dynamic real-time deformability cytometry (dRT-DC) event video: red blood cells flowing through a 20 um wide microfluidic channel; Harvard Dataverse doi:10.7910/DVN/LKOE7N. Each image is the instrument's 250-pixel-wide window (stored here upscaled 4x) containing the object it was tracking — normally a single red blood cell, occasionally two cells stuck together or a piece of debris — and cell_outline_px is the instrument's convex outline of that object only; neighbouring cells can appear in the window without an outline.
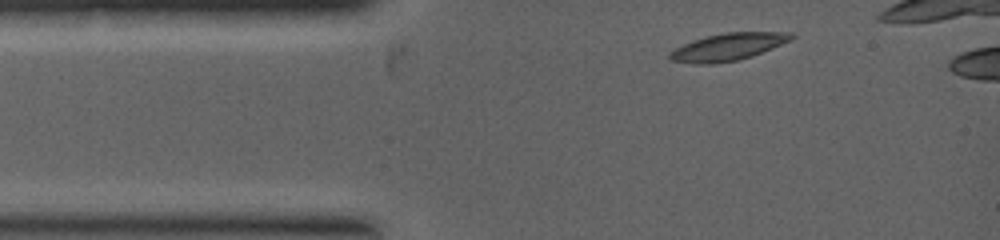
{"species": "common noctule bat (a hibernating species)", "species_latin": "Nyctalus noctula", "temperature_condition": "warm", "stored_images_in_passage": 4, "segment_of_instrument_passage": [2, 2], "camera_frame_rate_fps": 5000, "um_per_image_px": 0.085, "animal": {"sex": "female", "body_mass_g": 19.0, "forearm_length_mm": 53.3}, "frame": {"image": 1, "passage_image": 4, "time_ms": 3.2, "image_size_px": [1000, 240], "cell_outline_px": [[796, 36], [772, 48], [752, 56], [736, 60], [712, 64], [696, 64], [668, 60], [668, 52], [692, 40], [724, 32], [792, 32]], "centroid_in_image_um": [61.83, 3.99], "position_along_channel_um": 23.2, "area_um2": 19.19}}